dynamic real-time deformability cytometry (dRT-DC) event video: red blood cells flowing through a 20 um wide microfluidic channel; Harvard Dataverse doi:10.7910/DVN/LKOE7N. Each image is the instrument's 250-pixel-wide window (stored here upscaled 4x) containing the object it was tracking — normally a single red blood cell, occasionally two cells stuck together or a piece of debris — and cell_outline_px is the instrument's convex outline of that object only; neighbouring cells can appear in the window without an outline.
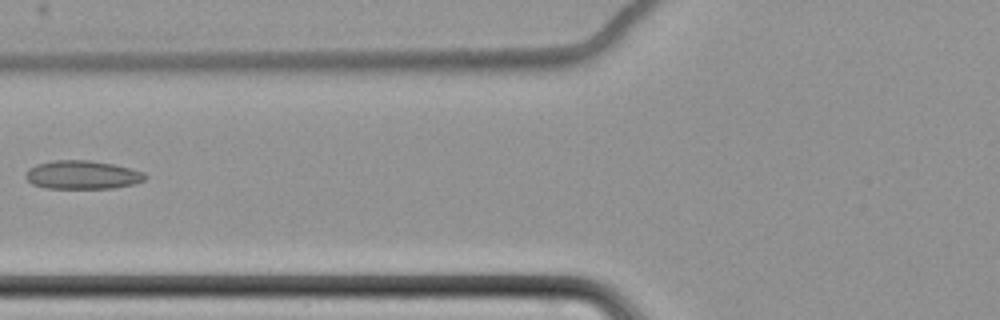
{"species": "common noctule bat (a hibernating species)", "species_latin": "Nyctalus noctula", "temperature_condition": "cold", "stored_images_in_passage": 8, "camera_frame_rate_fps": 3000, "um_per_image_px": 0.085, "animal": {"sex": "female", "body_mass_g": 22.7, "forearm_length_mm": 54.2}, "frame": {"image": 1, "passage_image": 7, "time_ms": 7.333, "image_size_px": [1000, 320], "cell_outline_px": [[148, 176], [144, 180], [132, 184], [112, 188], [44, 188], [32, 184], [24, 176], [28, 168], [36, 164], [52, 160], [88, 160], [112, 164], [144, 172]], "centroid_in_image_um": [6.95, 14.86], "position_along_channel_um": 118.8, "area_um2": 19.83}}
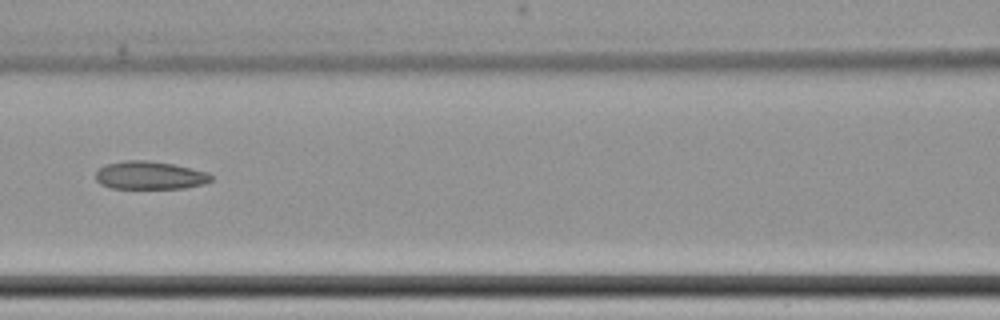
{"frame": {"image": 2, "passage_image": 8, "time_ms": 8.333, "image_size_px": [1000, 320], "cell_outline_px": [[212, 180], [204, 184], [184, 188], [112, 188], [100, 184], [96, 180], [96, 172], [104, 164], [124, 160], [144, 160], [172, 164], [208, 172], [212, 176]], "centroid_in_image_um": [12.72, 14.9], "position_along_channel_um": 153.9, "area_um2": 18.84}}